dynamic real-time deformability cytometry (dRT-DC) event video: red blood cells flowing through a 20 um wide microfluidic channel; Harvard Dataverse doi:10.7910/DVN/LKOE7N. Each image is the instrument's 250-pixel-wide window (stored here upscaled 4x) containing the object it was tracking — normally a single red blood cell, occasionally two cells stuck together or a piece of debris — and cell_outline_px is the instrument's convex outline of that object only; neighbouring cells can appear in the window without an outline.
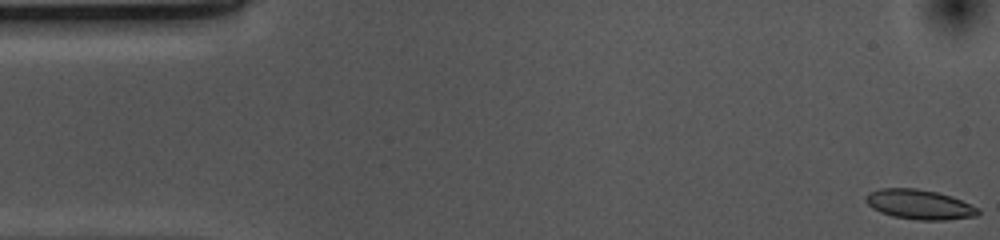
{"species": "common noctule bat (a hibernating species)", "species_latin": "Nyctalus noctula", "temperature_condition": "cold", "stored_images_in_passage": 50, "camera_frame_rate_fps": 3000, "um_per_image_px": 0.085, "animal": {"sex": "female", "body_mass_g": 10.0, "forearm_length_mm": 53.1}, "frame": {"image": 1, "passage_image": 1, "time_ms": 0.0, "image_size_px": [1000, 240], "cell_outline_px": [[980, 212], [976, 216], [944, 220], [916, 220], [892, 216], [880, 212], [872, 208], [864, 200], [864, 196], [868, 192], [880, 188], [916, 188], [936, 192], [952, 196], [980, 208]], "centroid_in_image_um": [78.13, 17.37], "position_along_channel_um": 6.9, "area_um2": 19.65}}
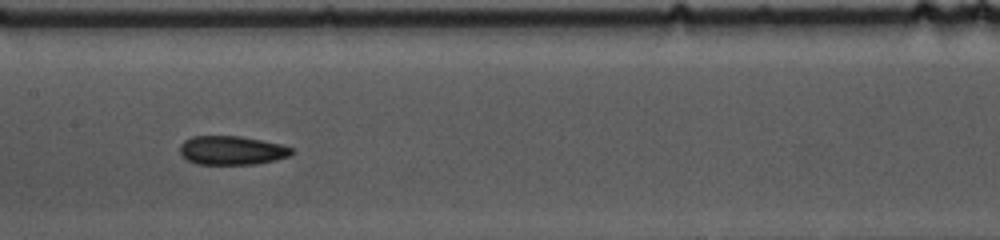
{"frame": {"image": 2, "passage_image": 25, "time_ms": 8.0, "image_size_px": [1000, 240], "cell_outline_px": [[296, 152], [292, 156], [276, 160], [256, 164], [196, 164], [188, 160], [180, 152], [180, 144], [184, 140], [192, 136], [240, 136], [280, 144], [292, 148]], "centroid_in_image_um": [19.74, 12.78], "position_along_channel_um": 187.7, "area_um2": 18.9}}
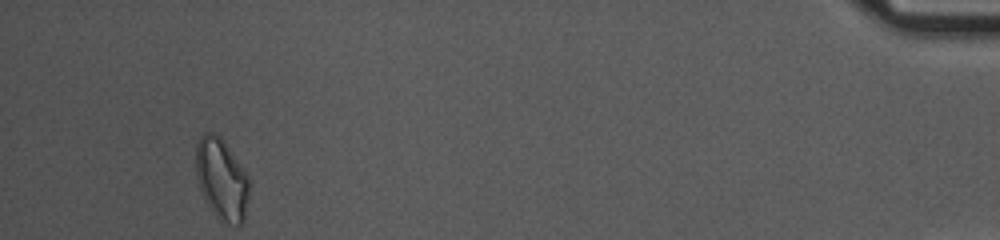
{"frame": {"image": 3, "passage_image": 50, "time_ms": 16.333, "image_size_px": [1000, 240], "cell_outline_px": [[248, 196], [244, 220], [240, 224], [228, 224], [216, 216], [212, 212], [200, 188], [196, 176], [196, 144], [200, 136], [204, 132], [212, 132], [220, 136], [248, 176]], "centroid_in_image_um": [18.82, 15.21], "position_along_channel_um": 416.4, "area_um2": 24.85}, "authors_computed_cell_mechanics": {"area_um2": 19.5075, "velocity_mm_per_s": 3.6759, "shape_relaxation_time_tau1_ms": 7.9676, "shape_relaxation_time_tau2_ms": 4.5609, "deformation_change_tau1": 0.122, "deformation_change_tau2": 0.0772}}